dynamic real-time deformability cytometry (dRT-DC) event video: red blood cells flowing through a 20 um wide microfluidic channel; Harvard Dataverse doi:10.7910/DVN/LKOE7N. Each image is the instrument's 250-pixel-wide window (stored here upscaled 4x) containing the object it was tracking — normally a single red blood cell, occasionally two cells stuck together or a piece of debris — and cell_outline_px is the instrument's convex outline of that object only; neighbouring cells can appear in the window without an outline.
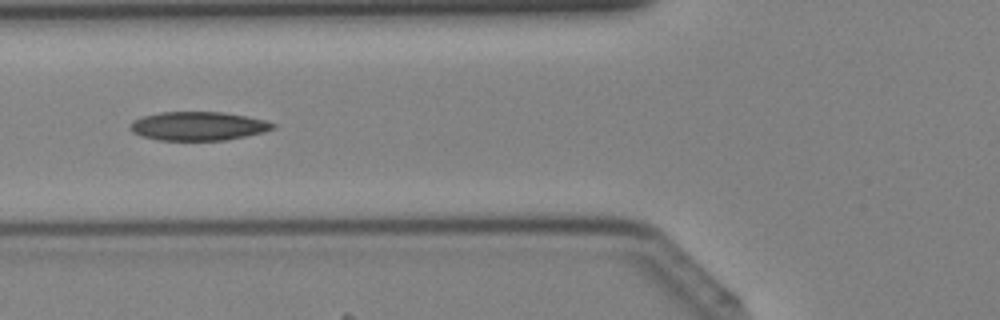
{"species": "Egyptian fruit bat (a non-hibernating species)", "species_latin": "Rousettus aegyptiacus", "temperature_condition": "cold", "stored_images_in_passage": 41, "camera_frame_rate_fps": 3000, "um_per_image_px": 0.085, "animal": {"sex": "female"}, "frame": {"image": 1, "passage_image": 16, "time_ms": 5.0, "image_size_px": [1000, 320], "cell_outline_px": [[276, 128], [264, 132], [224, 140], [156, 140], [140, 136], [132, 132], [128, 128], [128, 124], [144, 116], [160, 112], [220, 112], [244, 116], [264, 120], [276, 124]], "centroid_in_image_um": [16.81, 10.72], "position_along_channel_um": 109.0, "area_um2": 23.81}}
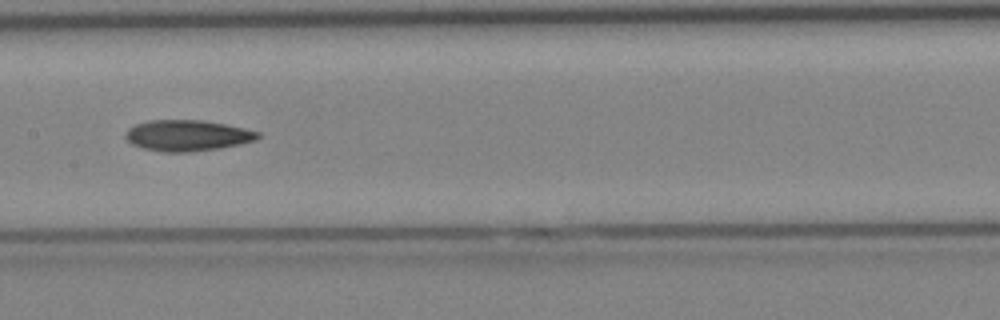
{"frame": {"image": 2, "passage_image": 21, "time_ms": 6.667, "image_size_px": [1000, 320], "cell_outline_px": [[260, 136], [256, 140], [240, 144], [220, 148], [188, 152], [160, 152], [144, 148], [132, 144], [124, 136], [124, 132], [128, 128], [136, 124], [148, 120], [200, 120], [224, 124], [244, 128], [260, 132]], "centroid_in_image_um": [15.9, 11.52], "position_along_channel_um": 191.5, "area_um2": 23.93}}
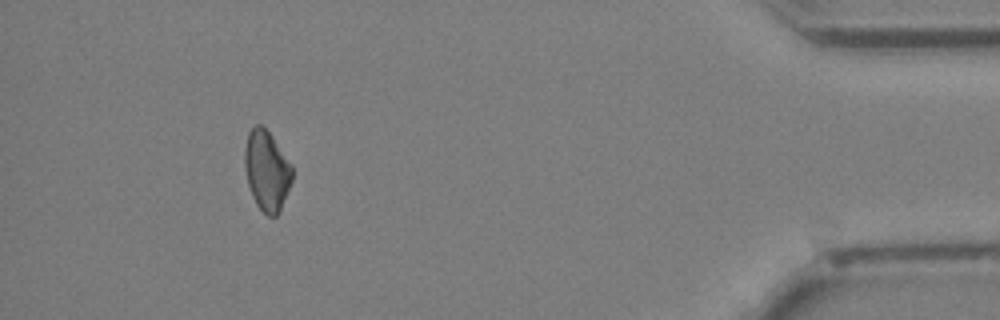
{"frame": {"image": 3, "passage_image": 38, "time_ms": 12.333, "image_size_px": [1000, 320], "cell_outline_px": [[292, 180], [280, 208], [276, 216], [268, 216], [256, 204], [252, 196], [248, 184], [244, 168], [244, 148], [248, 132], [256, 124], [260, 124], [272, 136], [292, 164]], "centroid_in_image_um": [22.65, 14.47], "position_along_channel_um": 412.5, "area_um2": 22.02}}